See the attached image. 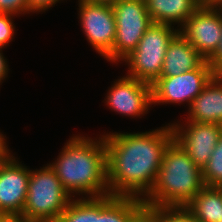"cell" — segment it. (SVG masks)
<instances>
[{
    "mask_svg": "<svg viewBox=\"0 0 222 222\" xmlns=\"http://www.w3.org/2000/svg\"><path fill=\"white\" fill-rule=\"evenodd\" d=\"M110 195L143 199L153 187L163 154L174 140L172 126L145 132L103 133Z\"/></svg>",
    "mask_w": 222,
    "mask_h": 222,
    "instance_id": "1",
    "label": "cell"
},
{
    "mask_svg": "<svg viewBox=\"0 0 222 222\" xmlns=\"http://www.w3.org/2000/svg\"><path fill=\"white\" fill-rule=\"evenodd\" d=\"M97 139L73 134L63 146L58 158L49 163L72 198H76V194L79 195L78 198L110 195L103 134Z\"/></svg>",
    "mask_w": 222,
    "mask_h": 222,
    "instance_id": "2",
    "label": "cell"
},
{
    "mask_svg": "<svg viewBox=\"0 0 222 222\" xmlns=\"http://www.w3.org/2000/svg\"><path fill=\"white\" fill-rule=\"evenodd\" d=\"M204 187L202 169L173 140L164 151L153 187L142 200L146 210L184 208Z\"/></svg>",
    "mask_w": 222,
    "mask_h": 222,
    "instance_id": "3",
    "label": "cell"
},
{
    "mask_svg": "<svg viewBox=\"0 0 222 222\" xmlns=\"http://www.w3.org/2000/svg\"><path fill=\"white\" fill-rule=\"evenodd\" d=\"M46 165L30 171L22 215L31 222H56L73 199L55 171L48 163Z\"/></svg>",
    "mask_w": 222,
    "mask_h": 222,
    "instance_id": "4",
    "label": "cell"
},
{
    "mask_svg": "<svg viewBox=\"0 0 222 222\" xmlns=\"http://www.w3.org/2000/svg\"><path fill=\"white\" fill-rule=\"evenodd\" d=\"M169 24L152 23L134 49L122 60L128 65L126 76L152 85L161 75L167 47L179 28Z\"/></svg>",
    "mask_w": 222,
    "mask_h": 222,
    "instance_id": "5",
    "label": "cell"
},
{
    "mask_svg": "<svg viewBox=\"0 0 222 222\" xmlns=\"http://www.w3.org/2000/svg\"><path fill=\"white\" fill-rule=\"evenodd\" d=\"M116 20L113 63H121L137 45L153 21L144 0H119L112 5Z\"/></svg>",
    "mask_w": 222,
    "mask_h": 222,
    "instance_id": "6",
    "label": "cell"
},
{
    "mask_svg": "<svg viewBox=\"0 0 222 222\" xmlns=\"http://www.w3.org/2000/svg\"><path fill=\"white\" fill-rule=\"evenodd\" d=\"M216 73L205 60L198 68L170 77H159L151 85L152 105L188 104L202 92ZM185 102V103H184Z\"/></svg>",
    "mask_w": 222,
    "mask_h": 222,
    "instance_id": "7",
    "label": "cell"
},
{
    "mask_svg": "<svg viewBox=\"0 0 222 222\" xmlns=\"http://www.w3.org/2000/svg\"><path fill=\"white\" fill-rule=\"evenodd\" d=\"M78 17L83 33L92 48L113 63L116 20L112 5L78 0Z\"/></svg>",
    "mask_w": 222,
    "mask_h": 222,
    "instance_id": "8",
    "label": "cell"
},
{
    "mask_svg": "<svg viewBox=\"0 0 222 222\" xmlns=\"http://www.w3.org/2000/svg\"><path fill=\"white\" fill-rule=\"evenodd\" d=\"M170 123L174 140L183 148L193 162L203 169L215 149L222 125L215 123H199L185 120Z\"/></svg>",
    "mask_w": 222,
    "mask_h": 222,
    "instance_id": "9",
    "label": "cell"
},
{
    "mask_svg": "<svg viewBox=\"0 0 222 222\" xmlns=\"http://www.w3.org/2000/svg\"><path fill=\"white\" fill-rule=\"evenodd\" d=\"M179 32L207 60L222 37V10L199 7L179 28Z\"/></svg>",
    "mask_w": 222,
    "mask_h": 222,
    "instance_id": "10",
    "label": "cell"
},
{
    "mask_svg": "<svg viewBox=\"0 0 222 222\" xmlns=\"http://www.w3.org/2000/svg\"><path fill=\"white\" fill-rule=\"evenodd\" d=\"M107 92L104 103L122 116L142 118L152 105L151 85L126 75L116 79Z\"/></svg>",
    "mask_w": 222,
    "mask_h": 222,
    "instance_id": "11",
    "label": "cell"
},
{
    "mask_svg": "<svg viewBox=\"0 0 222 222\" xmlns=\"http://www.w3.org/2000/svg\"><path fill=\"white\" fill-rule=\"evenodd\" d=\"M13 154L0 166V214H22L30 168Z\"/></svg>",
    "mask_w": 222,
    "mask_h": 222,
    "instance_id": "12",
    "label": "cell"
},
{
    "mask_svg": "<svg viewBox=\"0 0 222 222\" xmlns=\"http://www.w3.org/2000/svg\"><path fill=\"white\" fill-rule=\"evenodd\" d=\"M146 207L142 199L106 195L96 197V222H141Z\"/></svg>",
    "mask_w": 222,
    "mask_h": 222,
    "instance_id": "13",
    "label": "cell"
},
{
    "mask_svg": "<svg viewBox=\"0 0 222 222\" xmlns=\"http://www.w3.org/2000/svg\"><path fill=\"white\" fill-rule=\"evenodd\" d=\"M186 120L222 125V74H215L190 103Z\"/></svg>",
    "mask_w": 222,
    "mask_h": 222,
    "instance_id": "14",
    "label": "cell"
},
{
    "mask_svg": "<svg viewBox=\"0 0 222 222\" xmlns=\"http://www.w3.org/2000/svg\"><path fill=\"white\" fill-rule=\"evenodd\" d=\"M205 59L178 32L167 47L160 77L180 75L198 68Z\"/></svg>",
    "mask_w": 222,
    "mask_h": 222,
    "instance_id": "15",
    "label": "cell"
},
{
    "mask_svg": "<svg viewBox=\"0 0 222 222\" xmlns=\"http://www.w3.org/2000/svg\"><path fill=\"white\" fill-rule=\"evenodd\" d=\"M153 23L181 27L199 8L194 0H144Z\"/></svg>",
    "mask_w": 222,
    "mask_h": 222,
    "instance_id": "16",
    "label": "cell"
},
{
    "mask_svg": "<svg viewBox=\"0 0 222 222\" xmlns=\"http://www.w3.org/2000/svg\"><path fill=\"white\" fill-rule=\"evenodd\" d=\"M184 209L196 222H219L222 217V187L205 186Z\"/></svg>",
    "mask_w": 222,
    "mask_h": 222,
    "instance_id": "17",
    "label": "cell"
},
{
    "mask_svg": "<svg viewBox=\"0 0 222 222\" xmlns=\"http://www.w3.org/2000/svg\"><path fill=\"white\" fill-rule=\"evenodd\" d=\"M56 222H96V197L73 198Z\"/></svg>",
    "mask_w": 222,
    "mask_h": 222,
    "instance_id": "18",
    "label": "cell"
},
{
    "mask_svg": "<svg viewBox=\"0 0 222 222\" xmlns=\"http://www.w3.org/2000/svg\"><path fill=\"white\" fill-rule=\"evenodd\" d=\"M205 186L222 187V132L209 161L202 169Z\"/></svg>",
    "mask_w": 222,
    "mask_h": 222,
    "instance_id": "19",
    "label": "cell"
},
{
    "mask_svg": "<svg viewBox=\"0 0 222 222\" xmlns=\"http://www.w3.org/2000/svg\"><path fill=\"white\" fill-rule=\"evenodd\" d=\"M141 222H196L184 208L146 210Z\"/></svg>",
    "mask_w": 222,
    "mask_h": 222,
    "instance_id": "20",
    "label": "cell"
},
{
    "mask_svg": "<svg viewBox=\"0 0 222 222\" xmlns=\"http://www.w3.org/2000/svg\"><path fill=\"white\" fill-rule=\"evenodd\" d=\"M14 15L0 13V48H7L12 42L15 33V25L12 19Z\"/></svg>",
    "mask_w": 222,
    "mask_h": 222,
    "instance_id": "21",
    "label": "cell"
},
{
    "mask_svg": "<svg viewBox=\"0 0 222 222\" xmlns=\"http://www.w3.org/2000/svg\"><path fill=\"white\" fill-rule=\"evenodd\" d=\"M0 13L11 15H25L28 12V0H0Z\"/></svg>",
    "mask_w": 222,
    "mask_h": 222,
    "instance_id": "22",
    "label": "cell"
},
{
    "mask_svg": "<svg viewBox=\"0 0 222 222\" xmlns=\"http://www.w3.org/2000/svg\"><path fill=\"white\" fill-rule=\"evenodd\" d=\"M60 1L63 0H28V12L32 14L43 13Z\"/></svg>",
    "mask_w": 222,
    "mask_h": 222,
    "instance_id": "23",
    "label": "cell"
},
{
    "mask_svg": "<svg viewBox=\"0 0 222 222\" xmlns=\"http://www.w3.org/2000/svg\"><path fill=\"white\" fill-rule=\"evenodd\" d=\"M206 61L216 74H222V37L215 51Z\"/></svg>",
    "mask_w": 222,
    "mask_h": 222,
    "instance_id": "24",
    "label": "cell"
},
{
    "mask_svg": "<svg viewBox=\"0 0 222 222\" xmlns=\"http://www.w3.org/2000/svg\"><path fill=\"white\" fill-rule=\"evenodd\" d=\"M2 49L3 48H0V81L3 83L4 80H6L10 69L7 64L8 61L3 55Z\"/></svg>",
    "mask_w": 222,
    "mask_h": 222,
    "instance_id": "25",
    "label": "cell"
},
{
    "mask_svg": "<svg viewBox=\"0 0 222 222\" xmlns=\"http://www.w3.org/2000/svg\"><path fill=\"white\" fill-rule=\"evenodd\" d=\"M0 222H31L22 214H0Z\"/></svg>",
    "mask_w": 222,
    "mask_h": 222,
    "instance_id": "26",
    "label": "cell"
},
{
    "mask_svg": "<svg viewBox=\"0 0 222 222\" xmlns=\"http://www.w3.org/2000/svg\"><path fill=\"white\" fill-rule=\"evenodd\" d=\"M0 132V154H12L7 145V137Z\"/></svg>",
    "mask_w": 222,
    "mask_h": 222,
    "instance_id": "27",
    "label": "cell"
},
{
    "mask_svg": "<svg viewBox=\"0 0 222 222\" xmlns=\"http://www.w3.org/2000/svg\"><path fill=\"white\" fill-rule=\"evenodd\" d=\"M84 1L92 2V3H101V4L113 5L114 3H116L119 0H84Z\"/></svg>",
    "mask_w": 222,
    "mask_h": 222,
    "instance_id": "28",
    "label": "cell"
},
{
    "mask_svg": "<svg viewBox=\"0 0 222 222\" xmlns=\"http://www.w3.org/2000/svg\"><path fill=\"white\" fill-rule=\"evenodd\" d=\"M199 7L209 6L214 0H194Z\"/></svg>",
    "mask_w": 222,
    "mask_h": 222,
    "instance_id": "29",
    "label": "cell"
},
{
    "mask_svg": "<svg viewBox=\"0 0 222 222\" xmlns=\"http://www.w3.org/2000/svg\"><path fill=\"white\" fill-rule=\"evenodd\" d=\"M208 7L222 10V0H214Z\"/></svg>",
    "mask_w": 222,
    "mask_h": 222,
    "instance_id": "30",
    "label": "cell"
},
{
    "mask_svg": "<svg viewBox=\"0 0 222 222\" xmlns=\"http://www.w3.org/2000/svg\"><path fill=\"white\" fill-rule=\"evenodd\" d=\"M12 154H0V166L4 163V161L11 156Z\"/></svg>",
    "mask_w": 222,
    "mask_h": 222,
    "instance_id": "31",
    "label": "cell"
}]
</instances>
